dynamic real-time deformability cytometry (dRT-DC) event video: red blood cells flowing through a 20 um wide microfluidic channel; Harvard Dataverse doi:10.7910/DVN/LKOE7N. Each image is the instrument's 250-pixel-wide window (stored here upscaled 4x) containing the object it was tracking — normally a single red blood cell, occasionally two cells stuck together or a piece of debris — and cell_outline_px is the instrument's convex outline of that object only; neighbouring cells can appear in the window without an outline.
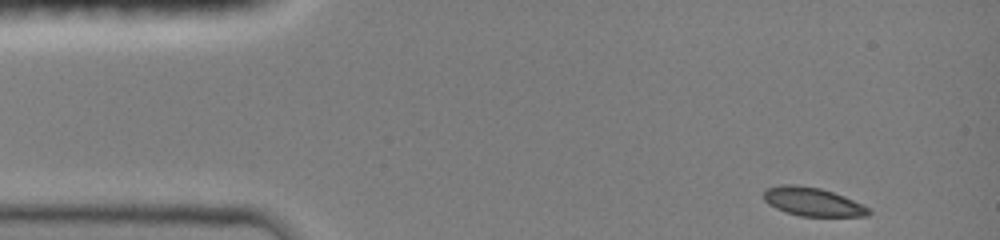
{"species": "common noctule bat (a hibernating species)", "species_latin": "Nyctalus noctula", "temperature_condition": "room temperature", "stored_images_in_passage": 36, "camera_frame_rate_fps": 3000, "um_per_image_px": 0.085, "animal": {"sex": "female", "body_mass_g": 19.0, "forearm_length_mm": 51.5}, "frame": {"image": 1, "passage_image": 1, "time_ms": 0.0, "image_size_px": [1000, 240], "cell_outline_px": [[872, 212], [868, 216], [800, 216], [784, 212], [768, 204], [764, 200], [764, 188], [780, 184], [796, 184], [820, 188], [844, 196], [872, 208]], "centroid_in_image_um": [69.07, 17.15], "position_along_channel_um": 15.9, "area_um2": 17.74}}
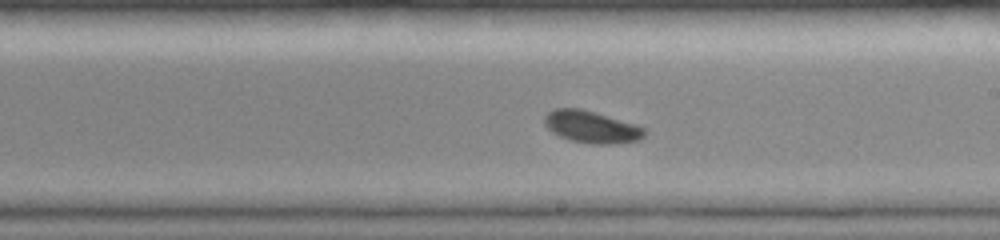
{"frame": {"image": 2, "passage_image": 20, "time_ms": 6.333, "image_size_px": [1000, 240], "cell_outline_px": [[644, 136], [640, 140], [612, 144], [596, 144], [568, 140], [552, 132], [544, 124], [544, 116], [548, 112], [556, 108], [580, 108], [596, 112], [636, 124], [644, 128]], "centroid_in_image_um": [50.26, 10.78], "position_along_channel_um": 238.7, "area_um2": 18.73}}
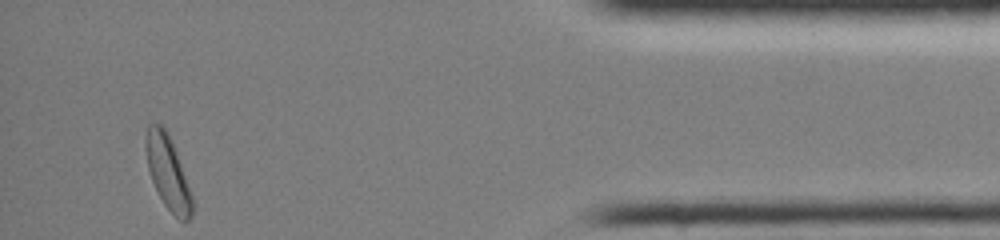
{"frame": {"image": 3, "passage_image": 36, "time_ms": 11.667, "image_size_px": [1000, 240], "cell_outline_px": [[192, 216], [184, 224], [164, 204], [152, 180], [148, 168], [144, 148], [144, 140], [148, 124], [160, 124], [168, 132], [176, 152], [192, 196]], "centroid_in_image_um": [14.24, 14.64], "position_along_channel_um": 421.0, "area_um2": 19.59}}